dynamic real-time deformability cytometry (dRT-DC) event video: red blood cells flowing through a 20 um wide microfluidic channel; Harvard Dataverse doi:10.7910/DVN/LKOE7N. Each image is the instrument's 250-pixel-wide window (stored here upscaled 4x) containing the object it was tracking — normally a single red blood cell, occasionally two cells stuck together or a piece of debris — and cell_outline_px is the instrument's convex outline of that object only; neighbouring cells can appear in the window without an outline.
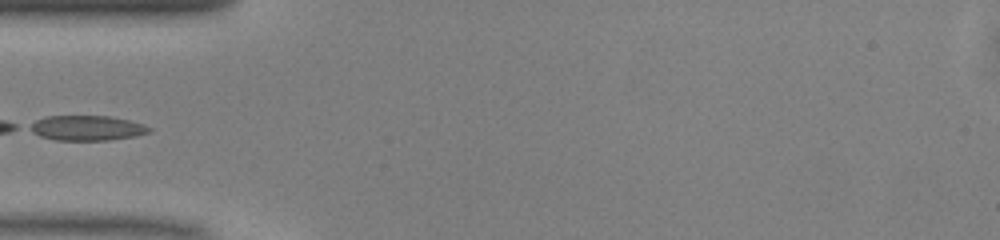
{"species": "common noctule bat (a hibernating species)", "species_latin": "Nyctalus noctula", "temperature_condition": "warm", "stored_images_in_passage": 33, "camera_frame_rate_fps": 3000, "um_per_image_px": 0.085, "animal": {"sex": "male", "body_mass_g": 13.0, "forearm_length_mm": 53.1}, "frame": {"image": 1, "passage_image": 1, "time_ms": 0.0, "image_size_px": [1000, 240], "cell_outline_px": [[152, 132], [136, 136], [108, 140], [56, 140], [40, 136], [24, 128], [28, 124], [44, 116], [108, 116], [128, 120], [144, 124], [152, 128]], "centroid_in_image_um": [7.35, 10.88], "position_along_channel_um": 77.7, "area_um2": 17.63}}
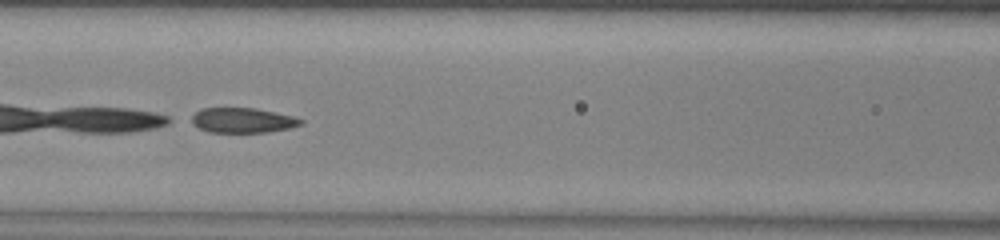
{"frame": {"image": 2, "passage_image": 6, "time_ms": 1.667, "image_size_px": [1000, 240], "cell_outline_px": [[304, 124], [288, 128], [268, 132], [208, 132], [184, 120], [200, 108], [256, 108], [292, 116], [304, 120]], "centroid_in_image_um": [20.53, 10.22], "position_along_channel_um": 146.1, "area_um2": 16.18}}